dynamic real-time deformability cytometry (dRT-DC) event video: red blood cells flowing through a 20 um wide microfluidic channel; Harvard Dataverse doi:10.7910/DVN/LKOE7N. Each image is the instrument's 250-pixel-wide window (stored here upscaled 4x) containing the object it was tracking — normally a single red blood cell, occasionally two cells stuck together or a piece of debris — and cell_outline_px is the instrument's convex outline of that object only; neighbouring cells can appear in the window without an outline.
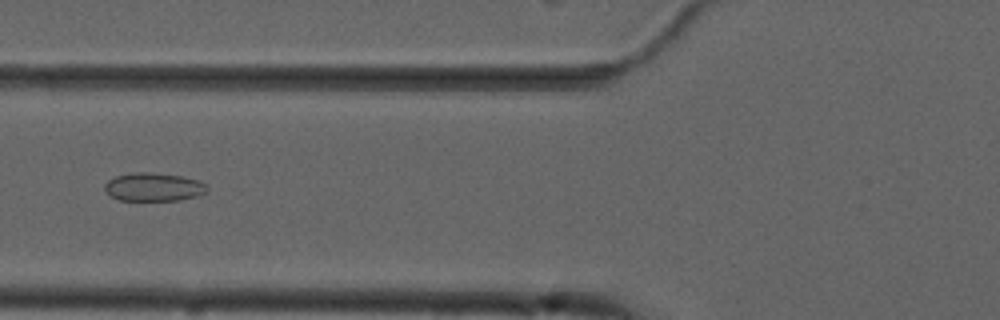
{"species": "common noctule bat (a hibernating species)", "species_latin": "Nyctalus noctula", "temperature_condition": "cold", "stored_images_in_passage": 6, "camera_frame_rate_fps": 3000, "um_per_image_px": 0.085, "animal": {"sex": "male", "forearm_length_mm": 52.5}, "frame": {"image": 1, "passage_image": 6, "time_ms": 6.0, "image_size_px": [1000, 320], "cell_outline_px": [[208, 192], [200, 196], [176, 200], [120, 200], [112, 196], [104, 188], [104, 184], [108, 180], [116, 176], [132, 172], [152, 172], [180, 176], [200, 180], [208, 188]], "centroid_in_image_um": [13.09, 15.89], "position_along_channel_um": 112.7, "area_um2": 16.94}}